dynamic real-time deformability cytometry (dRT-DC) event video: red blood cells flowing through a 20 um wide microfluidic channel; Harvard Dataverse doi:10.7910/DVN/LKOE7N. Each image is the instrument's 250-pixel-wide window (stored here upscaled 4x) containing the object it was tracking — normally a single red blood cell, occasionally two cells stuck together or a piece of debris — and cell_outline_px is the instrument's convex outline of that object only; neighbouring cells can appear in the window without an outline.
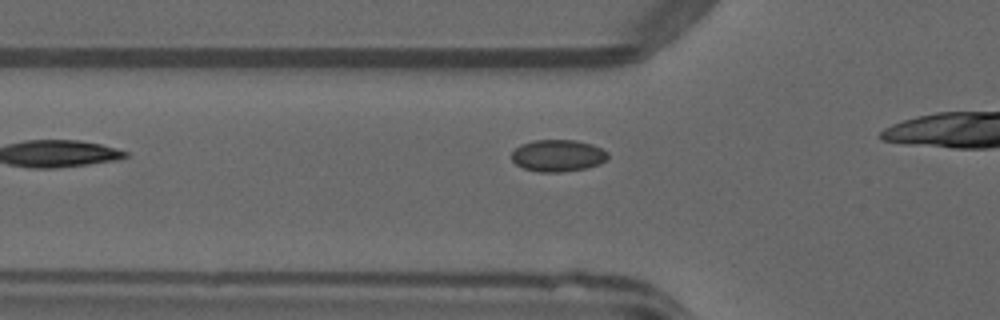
{"species": "common noctule bat (a hibernating species)", "species_latin": "Nyctalus noctula", "temperature_condition": "warm", "stored_images_in_passage": 21, "camera_frame_rate_fps": 3000, "um_per_image_px": 0.085, "animal": {"sex": "male", "forearm_length_mm": 52.5}, "frame": {"image": 1, "passage_image": 4, "time_ms": 1.0, "image_size_px": [1000, 320], "cell_outline_px": [[608, 160], [600, 164], [584, 168], [560, 172], [540, 172], [524, 168], [516, 164], [512, 160], [512, 152], [520, 144], [532, 140], [576, 140], [592, 144], [608, 152]], "centroid_in_image_um": [47.42, 13.22], "position_along_channel_um": 78.4, "area_um2": 17.92}}